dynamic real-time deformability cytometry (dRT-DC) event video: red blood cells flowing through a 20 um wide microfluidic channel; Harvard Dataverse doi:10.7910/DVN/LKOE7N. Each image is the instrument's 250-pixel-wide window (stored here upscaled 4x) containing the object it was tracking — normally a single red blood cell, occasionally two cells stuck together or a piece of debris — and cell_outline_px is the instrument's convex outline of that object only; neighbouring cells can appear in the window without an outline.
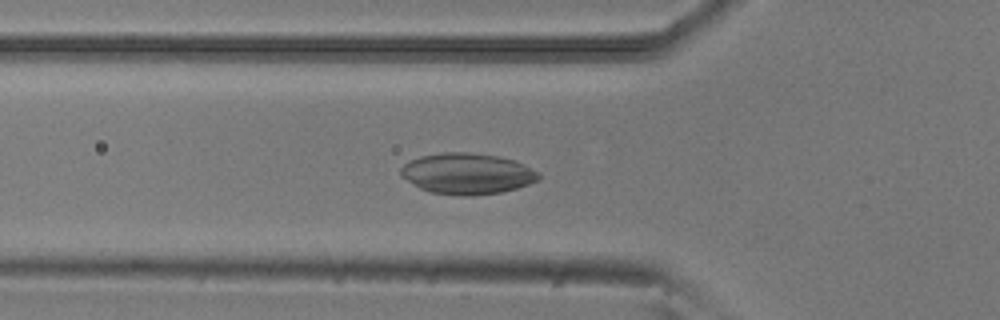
{"species": "common noctule bat (a hibernating species)", "species_latin": "Nyctalus noctula", "temperature_condition": "room temperature", "stored_images_in_passage": 19, "camera_frame_rate_fps": 3000, "um_per_image_px": 0.085, "animal": {"sex": "male", "body_mass_g": 20.5, "forearm_length_mm": 52.5}, "frame": {"image": 1, "passage_image": 11, "time_ms": 3.333, "image_size_px": [1000, 320], "cell_outline_px": [[540, 180], [516, 188], [500, 192], [472, 196], [464, 196], [428, 192], [420, 188], [400, 176], [400, 168], [408, 160], [420, 156], [444, 152], [464, 152], [496, 156], [516, 160], [540, 172]], "centroid_in_image_um": [39.7, 14.76], "position_along_channel_um": 86.1, "area_um2": 33.12}}
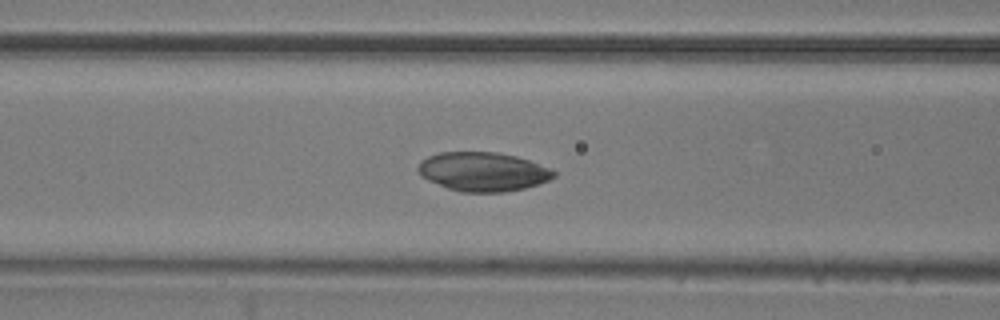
{"frame": {"image": 2, "passage_image": 14, "time_ms": 4.333, "image_size_px": [1000, 320], "cell_outline_px": [[556, 176], [548, 180], [524, 188], [504, 192], [460, 192], [448, 188], [428, 180], [420, 176], [416, 168], [420, 160], [428, 156], [440, 152], [496, 152], [516, 156], [528, 160], [548, 168], [556, 172]], "centroid_in_image_um": [41.0, 14.59], "position_along_channel_um": 125.6, "area_um2": 30.81}}
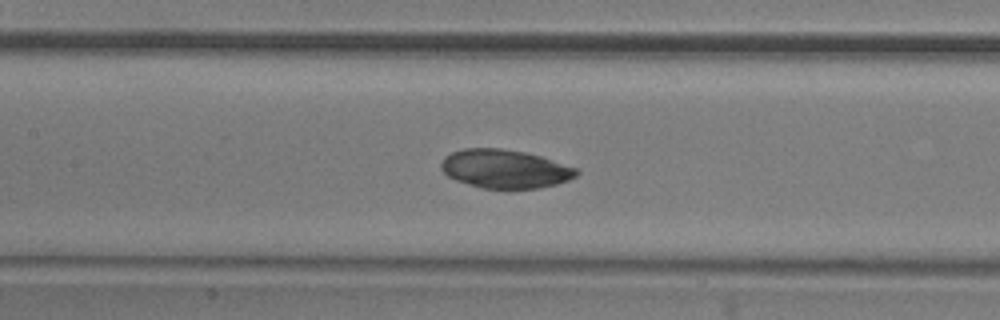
{"frame": {"image": 3, "passage_image": 17, "time_ms": 5.333, "image_size_px": [1000, 320], "cell_outline_px": [[580, 172], [576, 176], [568, 180], [556, 184], [540, 188], [508, 192], [480, 188], [456, 180], [448, 176], [440, 168], [440, 164], [444, 156], [452, 152], [464, 148], [500, 148], [524, 152], [540, 156], [576, 168]], "centroid_in_image_um": [42.9, 14.4], "position_along_channel_um": 164.5, "area_um2": 31.21}}